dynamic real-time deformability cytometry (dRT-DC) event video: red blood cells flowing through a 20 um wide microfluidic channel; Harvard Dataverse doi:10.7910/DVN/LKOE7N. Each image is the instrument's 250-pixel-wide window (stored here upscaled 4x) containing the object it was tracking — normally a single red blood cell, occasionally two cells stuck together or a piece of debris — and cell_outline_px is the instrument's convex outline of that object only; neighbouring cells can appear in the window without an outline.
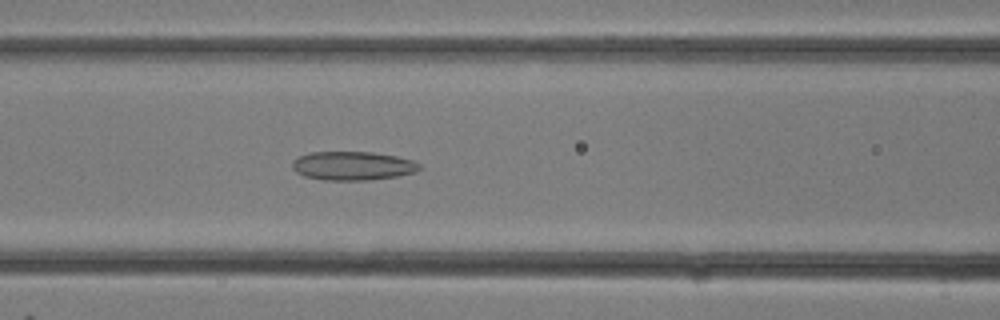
{"species": "common noctule bat (a hibernating species)", "species_latin": "Nyctalus noctula", "temperature_condition": "room temperature", "stored_images_in_passage": 21, "camera_frame_rate_fps": 3000, "um_per_image_px": 0.085, "animal": {"sex": "female"}, "frame": {"image": 1, "passage_image": 12, "time_ms": 3.667, "image_size_px": [1000, 320], "cell_outline_px": [[420, 168], [416, 172], [396, 176], [368, 180], [324, 180], [304, 176], [296, 172], [292, 168], [292, 160], [308, 152], [372, 152], [396, 156], [412, 160], [420, 164]], "centroid_in_image_um": [29.95, 14.09], "position_along_channel_um": 136.6, "area_um2": 21.33}}
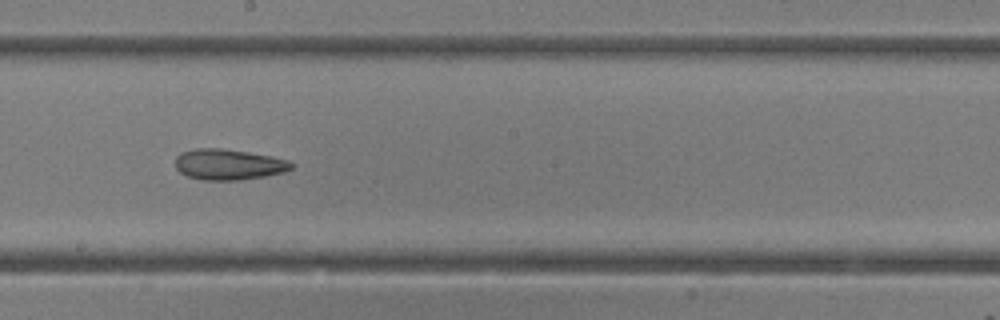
{"frame": {"image": 2, "passage_image": 16, "time_ms": 5.0, "image_size_px": [1000, 320], "cell_outline_px": [[296, 164], [292, 168], [284, 172], [264, 176], [240, 180], [204, 180], [188, 176], [180, 172], [176, 168], [176, 156], [180, 152], [196, 148], [220, 148], [248, 152], [272, 156], [288, 160]], "centroid_in_image_um": [19.44, 13.97], "position_along_channel_um": 228.8, "area_um2": 20.87}}
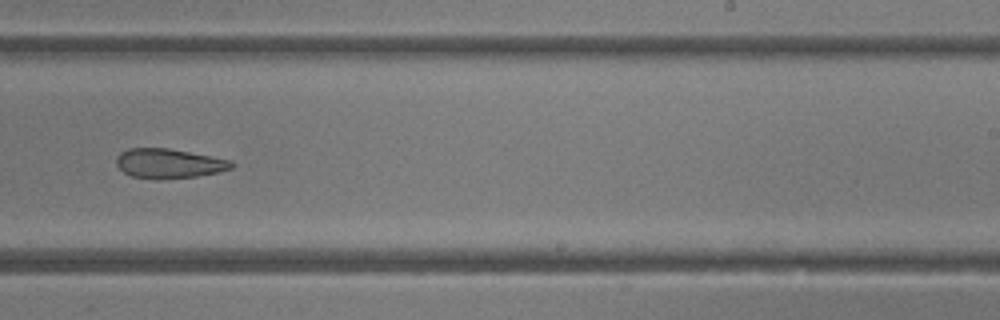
{"frame": {"image": 3, "passage_image": 18, "time_ms": 5.667, "image_size_px": [1000, 320], "cell_outline_px": [[236, 164], [232, 168], [216, 172], [196, 176], [160, 180], [132, 176], [124, 172], [116, 164], [116, 156], [120, 152], [128, 148], [168, 148], [212, 156], [232, 160]], "centroid_in_image_um": [14.35, 13.89], "position_along_channel_um": 274.6, "area_um2": 19.94}}